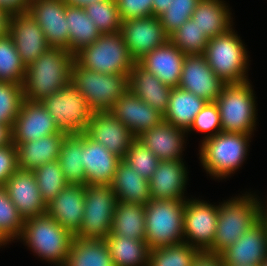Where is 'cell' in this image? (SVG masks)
Here are the masks:
<instances>
[{
    "instance_id": "3",
    "label": "cell",
    "mask_w": 267,
    "mask_h": 266,
    "mask_svg": "<svg viewBox=\"0 0 267 266\" xmlns=\"http://www.w3.org/2000/svg\"><path fill=\"white\" fill-rule=\"evenodd\" d=\"M251 134L223 132L201 140L199 159L214 179H226L246 160Z\"/></svg>"
},
{
    "instance_id": "57",
    "label": "cell",
    "mask_w": 267,
    "mask_h": 266,
    "mask_svg": "<svg viewBox=\"0 0 267 266\" xmlns=\"http://www.w3.org/2000/svg\"><path fill=\"white\" fill-rule=\"evenodd\" d=\"M260 266H267V259Z\"/></svg>"
},
{
    "instance_id": "47",
    "label": "cell",
    "mask_w": 267,
    "mask_h": 266,
    "mask_svg": "<svg viewBox=\"0 0 267 266\" xmlns=\"http://www.w3.org/2000/svg\"><path fill=\"white\" fill-rule=\"evenodd\" d=\"M153 0H116L121 21L152 16Z\"/></svg>"
},
{
    "instance_id": "37",
    "label": "cell",
    "mask_w": 267,
    "mask_h": 266,
    "mask_svg": "<svg viewBox=\"0 0 267 266\" xmlns=\"http://www.w3.org/2000/svg\"><path fill=\"white\" fill-rule=\"evenodd\" d=\"M200 251L184 241L150 250L148 266H192Z\"/></svg>"
},
{
    "instance_id": "23",
    "label": "cell",
    "mask_w": 267,
    "mask_h": 266,
    "mask_svg": "<svg viewBox=\"0 0 267 266\" xmlns=\"http://www.w3.org/2000/svg\"><path fill=\"white\" fill-rule=\"evenodd\" d=\"M84 194V185L68 184L46 207V214L74 236L83 221Z\"/></svg>"
},
{
    "instance_id": "6",
    "label": "cell",
    "mask_w": 267,
    "mask_h": 266,
    "mask_svg": "<svg viewBox=\"0 0 267 266\" xmlns=\"http://www.w3.org/2000/svg\"><path fill=\"white\" fill-rule=\"evenodd\" d=\"M245 44L231 28L227 33L210 38L205 58L210 68L226 84L249 81V56Z\"/></svg>"
},
{
    "instance_id": "11",
    "label": "cell",
    "mask_w": 267,
    "mask_h": 266,
    "mask_svg": "<svg viewBox=\"0 0 267 266\" xmlns=\"http://www.w3.org/2000/svg\"><path fill=\"white\" fill-rule=\"evenodd\" d=\"M41 104L59 130L67 134L84 133L93 114L86 99L72 84L44 98Z\"/></svg>"
},
{
    "instance_id": "1",
    "label": "cell",
    "mask_w": 267,
    "mask_h": 266,
    "mask_svg": "<svg viewBox=\"0 0 267 266\" xmlns=\"http://www.w3.org/2000/svg\"><path fill=\"white\" fill-rule=\"evenodd\" d=\"M75 56L66 48L50 47L26 67L22 83L24 99L41 102L71 84Z\"/></svg>"
},
{
    "instance_id": "8",
    "label": "cell",
    "mask_w": 267,
    "mask_h": 266,
    "mask_svg": "<svg viewBox=\"0 0 267 266\" xmlns=\"http://www.w3.org/2000/svg\"><path fill=\"white\" fill-rule=\"evenodd\" d=\"M250 81L226 84L215 103L223 132L253 135L257 125L256 98Z\"/></svg>"
},
{
    "instance_id": "20",
    "label": "cell",
    "mask_w": 267,
    "mask_h": 266,
    "mask_svg": "<svg viewBox=\"0 0 267 266\" xmlns=\"http://www.w3.org/2000/svg\"><path fill=\"white\" fill-rule=\"evenodd\" d=\"M4 188L24 220L46 214L47 205L42 199L33 171L17 169Z\"/></svg>"
},
{
    "instance_id": "28",
    "label": "cell",
    "mask_w": 267,
    "mask_h": 266,
    "mask_svg": "<svg viewBox=\"0 0 267 266\" xmlns=\"http://www.w3.org/2000/svg\"><path fill=\"white\" fill-rule=\"evenodd\" d=\"M67 134H52L24 143H13L17 151V166L32 171L58 159L60 146Z\"/></svg>"
},
{
    "instance_id": "7",
    "label": "cell",
    "mask_w": 267,
    "mask_h": 266,
    "mask_svg": "<svg viewBox=\"0 0 267 266\" xmlns=\"http://www.w3.org/2000/svg\"><path fill=\"white\" fill-rule=\"evenodd\" d=\"M185 200L151 199L145 205V242L149 249L184 241Z\"/></svg>"
},
{
    "instance_id": "40",
    "label": "cell",
    "mask_w": 267,
    "mask_h": 266,
    "mask_svg": "<svg viewBox=\"0 0 267 266\" xmlns=\"http://www.w3.org/2000/svg\"><path fill=\"white\" fill-rule=\"evenodd\" d=\"M169 40L186 55L204 54L209 38L190 18L174 33Z\"/></svg>"
},
{
    "instance_id": "30",
    "label": "cell",
    "mask_w": 267,
    "mask_h": 266,
    "mask_svg": "<svg viewBox=\"0 0 267 266\" xmlns=\"http://www.w3.org/2000/svg\"><path fill=\"white\" fill-rule=\"evenodd\" d=\"M224 0H200L192 13L191 19L210 39L233 28L229 6Z\"/></svg>"
},
{
    "instance_id": "38",
    "label": "cell",
    "mask_w": 267,
    "mask_h": 266,
    "mask_svg": "<svg viewBox=\"0 0 267 266\" xmlns=\"http://www.w3.org/2000/svg\"><path fill=\"white\" fill-rule=\"evenodd\" d=\"M32 171L46 205L69 184L64 178L58 160L40 165Z\"/></svg>"
},
{
    "instance_id": "35",
    "label": "cell",
    "mask_w": 267,
    "mask_h": 266,
    "mask_svg": "<svg viewBox=\"0 0 267 266\" xmlns=\"http://www.w3.org/2000/svg\"><path fill=\"white\" fill-rule=\"evenodd\" d=\"M58 162L69 184L86 185L83 167V133L67 134L60 146Z\"/></svg>"
},
{
    "instance_id": "39",
    "label": "cell",
    "mask_w": 267,
    "mask_h": 266,
    "mask_svg": "<svg viewBox=\"0 0 267 266\" xmlns=\"http://www.w3.org/2000/svg\"><path fill=\"white\" fill-rule=\"evenodd\" d=\"M26 66L10 35L0 39V81L22 84Z\"/></svg>"
},
{
    "instance_id": "24",
    "label": "cell",
    "mask_w": 267,
    "mask_h": 266,
    "mask_svg": "<svg viewBox=\"0 0 267 266\" xmlns=\"http://www.w3.org/2000/svg\"><path fill=\"white\" fill-rule=\"evenodd\" d=\"M185 53L168 40L141 59L138 63L171 88L179 86Z\"/></svg>"
},
{
    "instance_id": "9",
    "label": "cell",
    "mask_w": 267,
    "mask_h": 266,
    "mask_svg": "<svg viewBox=\"0 0 267 266\" xmlns=\"http://www.w3.org/2000/svg\"><path fill=\"white\" fill-rule=\"evenodd\" d=\"M75 60L82 67L103 74H129L135 64L120 32L101 34L79 51Z\"/></svg>"
},
{
    "instance_id": "34",
    "label": "cell",
    "mask_w": 267,
    "mask_h": 266,
    "mask_svg": "<svg viewBox=\"0 0 267 266\" xmlns=\"http://www.w3.org/2000/svg\"><path fill=\"white\" fill-rule=\"evenodd\" d=\"M64 266H114L105 239L74 237Z\"/></svg>"
},
{
    "instance_id": "56",
    "label": "cell",
    "mask_w": 267,
    "mask_h": 266,
    "mask_svg": "<svg viewBox=\"0 0 267 266\" xmlns=\"http://www.w3.org/2000/svg\"><path fill=\"white\" fill-rule=\"evenodd\" d=\"M8 244L1 236H0V247Z\"/></svg>"
},
{
    "instance_id": "17",
    "label": "cell",
    "mask_w": 267,
    "mask_h": 266,
    "mask_svg": "<svg viewBox=\"0 0 267 266\" xmlns=\"http://www.w3.org/2000/svg\"><path fill=\"white\" fill-rule=\"evenodd\" d=\"M225 266H260L267 259V224L261 218L221 254Z\"/></svg>"
},
{
    "instance_id": "16",
    "label": "cell",
    "mask_w": 267,
    "mask_h": 266,
    "mask_svg": "<svg viewBox=\"0 0 267 266\" xmlns=\"http://www.w3.org/2000/svg\"><path fill=\"white\" fill-rule=\"evenodd\" d=\"M84 133L121 159L124 158L136 139L133 133L111 111L93 112Z\"/></svg>"
},
{
    "instance_id": "53",
    "label": "cell",
    "mask_w": 267,
    "mask_h": 266,
    "mask_svg": "<svg viewBox=\"0 0 267 266\" xmlns=\"http://www.w3.org/2000/svg\"><path fill=\"white\" fill-rule=\"evenodd\" d=\"M12 142V130L7 124H0V147Z\"/></svg>"
},
{
    "instance_id": "43",
    "label": "cell",
    "mask_w": 267,
    "mask_h": 266,
    "mask_svg": "<svg viewBox=\"0 0 267 266\" xmlns=\"http://www.w3.org/2000/svg\"><path fill=\"white\" fill-rule=\"evenodd\" d=\"M122 160L147 180L151 178L160 162L158 157L137 138L133 141Z\"/></svg>"
},
{
    "instance_id": "54",
    "label": "cell",
    "mask_w": 267,
    "mask_h": 266,
    "mask_svg": "<svg viewBox=\"0 0 267 266\" xmlns=\"http://www.w3.org/2000/svg\"><path fill=\"white\" fill-rule=\"evenodd\" d=\"M64 1L68 5L85 7L86 5H89V4H92V3H95V2L101 1V0H64Z\"/></svg>"
},
{
    "instance_id": "52",
    "label": "cell",
    "mask_w": 267,
    "mask_h": 266,
    "mask_svg": "<svg viewBox=\"0 0 267 266\" xmlns=\"http://www.w3.org/2000/svg\"><path fill=\"white\" fill-rule=\"evenodd\" d=\"M172 0H153L152 2V16L158 17L164 11L170 7V3Z\"/></svg>"
},
{
    "instance_id": "4",
    "label": "cell",
    "mask_w": 267,
    "mask_h": 266,
    "mask_svg": "<svg viewBox=\"0 0 267 266\" xmlns=\"http://www.w3.org/2000/svg\"><path fill=\"white\" fill-rule=\"evenodd\" d=\"M74 235L47 214L24 220L20 240L42 260L64 266Z\"/></svg>"
},
{
    "instance_id": "31",
    "label": "cell",
    "mask_w": 267,
    "mask_h": 266,
    "mask_svg": "<svg viewBox=\"0 0 267 266\" xmlns=\"http://www.w3.org/2000/svg\"><path fill=\"white\" fill-rule=\"evenodd\" d=\"M206 103L207 101L189 91L179 87L172 88L163 120L187 131Z\"/></svg>"
},
{
    "instance_id": "55",
    "label": "cell",
    "mask_w": 267,
    "mask_h": 266,
    "mask_svg": "<svg viewBox=\"0 0 267 266\" xmlns=\"http://www.w3.org/2000/svg\"><path fill=\"white\" fill-rule=\"evenodd\" d=\"M264 208H263L262 218L266 221V224H267V205L264 206Z\"/></svg>"
},
{
    "instance_id": "2",
    "label": "cell",
    "mask_w": 267,
    "mask_h": 266,
    "mask_svg": "<svg viewBox=\"0 0 267 266\" xmlns=\"http://www.w3.org/2000/svg\"><path fill=\"white\" fill-rule=\"evenodd\" d=\"M255 196L247 192L218 205L212 254L220 255L262 218L265 205Z\"/></svg>"
},
{
    "instance_id": "5",
    "label": "cell",
    "mask_w": 267,
    "mask_h": 266,
    "mask_svg": "<svg viewBox=\"0 0 267 266\" xmlns=\"http://www.w3.org/2000/svg\"><path fill=\"white\" fill-rule=\"evenodd\" d=\"M129 74H103L82 67L76 60L71 71V84L86 99L93 112L110 111L129 90Z\"/></svg>"
},
{
    "instance_id": "14",
    "label": "cell",
    "mask_w": 267,
    "mask_h": 266,
    "mask_svg": "<svg viewBox=\"0 0 267 266\" xmlns=\"http://www.w3.org/2000/svg\"><path fill=\"white\" fill-rule=\"evenodd\" d=\"M226 83L210 68L204 54L185 55L179 88L215 102Z\"/></svg>"
},
{
    "instance_id": "42",
    "label": "cell",
    "mask_w": 267,
    "mask_h": 266,
    "mask_svg": "<svg viewBox=\"0 0 267 266\" xmlns=\"http://www.w3.org/2000/svg\"><path fill=\"white\" fill-rule=\"evenodd\" d=\"M24 219L10 200L4 187H0V236L9 244L19 240L23 231Z\"/></svg>"
},
{
    "instance_id": "12",
    "label": "cell",
    "mask_w": 267,
    "mask_h": 266,
    "mask_svg": "<svg viewBox=\"0 0 267 266\" xmlns=\"http://www.w3.org/2000/svg\"><path fill=\"white\" fill-rule=\"evenodd\" d=\"M217 219L218 205L202 199L187 198L184 209V242L200 252L213 253Z\"/></svg>"
},
{
    "instance_id": "41",
    "label": "cell",
    "mask_w": 267,
    "mask_h": 266,
    "mask_svg": "<svg viewBox=\"0 0 267 266\" xmlns=\"http://www.w3.org/2000/svg\"><path fill=\"white\" fill-rule=\"evenodd\" d=\"M101 34L121 31V17L116 0H101L84 7Z\"/></svg>"
},
{
    "instance_id": "45",
    "label": "cell",
    "mask_w": 267,
    "mask_h": 266,
    "mask_svg": "<svg viewBox=\"0 0 267 266\" xmlns=\"http://www.w3.org/2000/svg\"><path fill=\"white\" fill-rule=\"evenodd\" d=\"M200 0H172L170 7L158 16L165 33L170 36L192 16Z\"/></svg>"
},
{
    "instance_id": "22",
    "label": "cell",
    "mask_w": 267,
    "mask_h": 266,
    "mask_svg": "<svg viewBox=\"0 0 267 266\" xmlns=\"http://www.w3.org/2000/svg\"><path fill=\"white\" fill-rule=\"evenodd\" d=\"M110 111L136 138L163 121V114L130 90L116 101Z\"/></svg>"
},
{
    "instance_id": "46",
    "label": "cell",
    "mask_w": 267,
    "mask_h": 266,
    "mask_svg": "<svg viewBox=\"0 0 267 266\" xmlns=\"http://www.w3.org/2000/svg\"><path fill=\"white\" fill-rule=\"evenodd\" d=\"M208 133L203 140L209 139L222 131L220 112L215 102H207L195 116L191 127L187 130Z\"/></svg>"
},
{
    "instance_id": "26",
    "label": "cell",
    "mask_w": 267,
    "mask_h": 266,
    "mask_svg": "<svg viewBox=\"0 0 267 266\" xmlns=\"http://www.w3.org/2000/svg\"><path fill=\"white\" fill-rule=\"evenodd\" d=\"M122 159L83 133V167L86 184L110 185Z\"/></svg>"
},
{
    "instance_id": "19",
    "label": "cell",
    "mask_w": 267,
    "mask_h": 266,
    "mask_svg": "<svg viewBox=\"0 0 267 266\" xmlns=\"http://www.w3.org/2000/svg\"><path fill=\"white\" fill-rule=\"evenodd\" d=\"M9 35L26 67L50 48L41 27L28 11L12 14Z\"/></svg>"
},
{
    "instance_id": "25",
    "label": "cell",
    "mask_w": 267,
    "mask_h": 266,
    "mask_svg": "<svg viewBox=\"0 0 267 266\" xmlns=\"http://www.w3.org/2000/svg\"><path fill=\"white\" fill-rule=\"evenodd\" d=\"M186 134V135H185ZM187 131L163 120L137 139L151 150L159 160H183ZM185 140V141H184ZM184 148V149H183Z\"/></svg>"
},
{
    "instance_id": "50",
    "label": "cell",
    "mask_w": 267,
    "mask_h": 266,
    "mask_svg": "<svg viewBox=\"0 0 267 266\" xmlns=\"http://www.w3.org/2000/svg\"><path fill=\"white\" fill-rule=\"evenodd\" d=\"M32 0H0V8L9 11L11 14L27 11Z\"/></svg>"
},
{
    "instance_id": "27",
    "label": "cell",
    "mask_w": 267,
    "mask_h": 266,
    "mask_svg": "<svg viewBox=\"0 0 267 266\" xmlns=\"http://www.w3.org/2000/svg\"><path fill=\"white\" fill-rule=\"evenodd\" d=\"M128 77L129 90L164 115L168 109L172 88L163 84L139 63L133 65Z\"/></svg>"
},
{
    "instance_id": "29",
    "label": "cell",
    "mask_w": 267,
    "mask_h": 266,
    "mask_svg": "<svg viewBox=\"0 0 267 266\" xmlns=\"http://www.w3.org/2000/svg\"><path fill=\"white\" fill-rule=\"evenodd\" d=\"M110 186L120 202L146 205L151 200L149 180L137 174L123 160L119 162Z\"/></svg>"
},
{
    "instance_id": "32",
    "label": "cell",
    "mask_w": 267,
    "mask_h": 266,
    "mask_svg": "<svg viewBox=\"0 0 267 266\" xmlns=\"http://www.w3.org/2000/svg\"><path fill=\"white\" fill-rule=\"evenodd\" d=\"M65 17L69 31V51L75 56L84 47L94 43L101 33L84 7L66 4Z\"/></svg>"
},
{
    "instance_id": "10",
    "label": "cell",
    "mask_w": 267,
    "mask_h": 266,
    "mask_svg": "<svg viewBox=\"0 0 267 266\" xmlns=\"http://www.w3.org/2000/svg\"><path fill=\"white\" fill-rule=\"evenodd\" d=\"M84 214L77 238L106 239L110 234L117 197L110 185H84Z\"/></svg>"
},
{
    "instance_id": "33",
    "label": "cell",
    "mask_w": 267,
    "mask_h": 266,
    "mask_svg": "<svg viewBox=\"0 0 267 266\" xmlns=\"http://www.w3.org/2000/svg\"><path fill=\"white\" fill-rule=\"evenodd\" d=\"M110 234L145 240V205L117 201Z\"/></svg>"
},
{
    "instance_id": "49",
    "label": "cell",
    "mask_w": 267,
    "mask_h": 266,
    "mask_svg": "<svg viewBox=\"0 0 267 266\" xmlns=\"http://www.w3.org/2000/svg\"><path fill=\"white\" fill-rule=\"evenodd\" d=\"M192 266H225L221 255L200 252L193 260Z\"/></svg>"
},
{
    "instance_id": "44",
    "label": "cell",
    "mask_w": 267,
    "mask_h": 266,
    "mask_svg": "<svg viewBox=\"0 0 267 266\" xmlns=\"http://www.w3.org/2000/svg\"><path fill=\"white\" fill-rule=\"evenodd\" d=\"M23 100L22 84L0 81V124L12 128Z\"/></svg>"
},
{
    "instance_id": "48",
    "label": "cell",
    "mask_w": 267,
    "mask_h": 266,
    "mask_svg": "<svg viewBox=\"0 0 267 266\" xmlns=\"http://www.w3.org/2000/svg\"><path fill=\"white\" fill-rule=\"evenodd\" d=\"M18 169L17 151L11 142L0 147V187H4L10 176Z\"/></svg>"
},
{
    "instance_id": "15",
    "label": "cell",
    "mask_w": 267,
    "mask_h": 266,
    "mask_svg": "<svg viewBox=\"0 0 267 266\" xmlns=\"http://www.w3.org/2000/svg\"><path fill=\"white\" fill-rule=\"evenodd\" d=\"M27 11L41 27L50 47L69 51L66 2L64 0H32Z\"/></svg>"
},
{
    "instance_id": "18",
    "label": "cell",
    "mask_w": 267,
    "mask_h": 266,
    "mask_svg": "<svg viewBox=\"0 0 267 266\" xmlns=\"http://www.w3.org/2000/svg\"><path fill=\"white\" fill-rule=\"evenodd\" d=\"M12 143H24L52 134H67L55 125L53 117L41 102L26 99L13 123Z\"/></svg>"
},
{
    "instance_id": "13",
    "label": "cell",
    "mask_w": 267,
    "mask_h": 266,
    "mask_svg": "<svg viewBox=\"0 0 267 266\" xmlns=\"http://www.w3.org/2000/svg\"><path fill=\"white\" fill-rule=\"evenodd\" d=\"M120 33L135 63L169 40L159 18L155 16L122 21Z\"/></svg>"
},
{
    "instance_id": "36",
    "label": "cell",
    "mask_w": 267,
    "mask_h": 266,
    "mask_svg": "<svg viewBox=\"0 0 267 266\" xmlns=\"http://www.w3.org/2000/svg\"><path fill=\"white\" fill-rule=\"evenodd\" d=\"M114 266H148L150 249L145 240L109 234L105 239Z\"/></svg>"
},
{
    "instance_id": "51",
    "label": "cell",
    "mask_w": 267,
    "mask_h": 266,
    "mask_svg": "<svg viewBox=\"0 0 267 266\" xmlns=\"http://www.w3.org/2000/svg\"><path fill=\"white\" fill-rule=\"evenodd\" d=\"M11 17L9 11L0 8V39L9 35Z\"/></svg>"
},
{
    "instance_id": "21",
    "label": "cell",
    "mask_w": 267,
    "mask_h": 266,
    "mask_svg": "<svg viewBox=\"0 0 267 266\" xmlns=\"http://www.w3.org/2000/svg\"><path fill=\"white\" fill-rule=\"evenodd\" d=\"M183 160H160L149 179L151 199L187 200L184 196L188 174Z\"/></svg>"
}]
</instances>
